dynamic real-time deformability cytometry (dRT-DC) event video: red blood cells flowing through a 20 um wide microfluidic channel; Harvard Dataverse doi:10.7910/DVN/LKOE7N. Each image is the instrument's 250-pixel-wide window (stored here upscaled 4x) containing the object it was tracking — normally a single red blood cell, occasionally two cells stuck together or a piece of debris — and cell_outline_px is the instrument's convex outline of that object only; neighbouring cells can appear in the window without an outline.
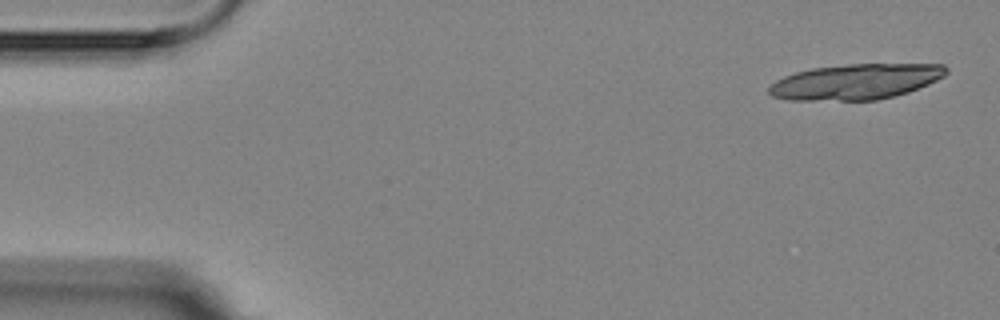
{"species": "Egyptian fruit bat (a non-hibernating species)", "species_latin": "Rousettus aegyptiacus", "temperature_condition": "room temperature", "stored_images_in_passage": 6, "camera_frame_rate_fps": 3000, "um_per_image_px": 0.085, "animal": {"sex": "female"}, "frame": {"image": 1, "passage_image": 1, "time_ms": 0.0, "image_size_px": [1000, 320], "cell_outline_px": [[948, 72], [944, 76], [928, 84], [908, 92], [876, 100], [788, 100], [772, 96], [768, 92], [768, 88], [776, 80], [784, 76], [796, 72], [812, 68], [848, 64], [944, 64], [948, 68]], "centroid_in_image_um": [72.74, 6.94], "position_along_channel_um": 12.3, "area_um2": 36.59}}